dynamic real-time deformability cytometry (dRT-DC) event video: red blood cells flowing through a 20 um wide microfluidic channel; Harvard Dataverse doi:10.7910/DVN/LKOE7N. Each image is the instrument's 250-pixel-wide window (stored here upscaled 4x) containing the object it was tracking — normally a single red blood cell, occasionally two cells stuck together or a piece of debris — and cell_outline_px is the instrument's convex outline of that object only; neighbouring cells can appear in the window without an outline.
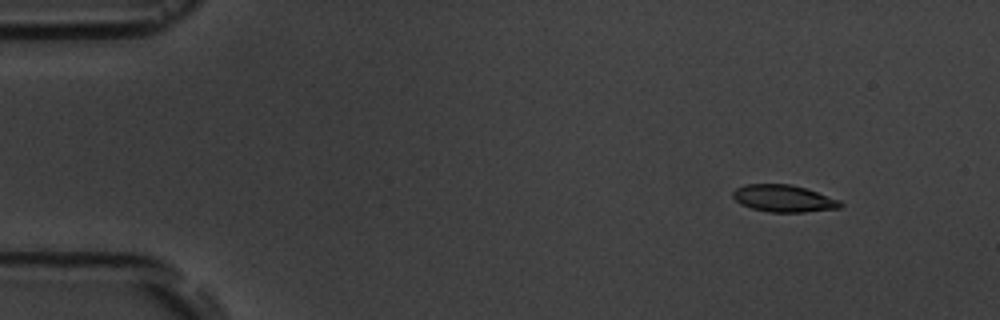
{"species": "common noctule bat (a hibernating species)", "species_latin": "Nyctalus noctula", "temperature_condition": "room temperature", "stored_images_in_passage": 5, "camera_frame_rate_fps": 3000, "um_per_image_px": 0.085, "animal": {"sex": "male", "body_mass_g": 19.5, "forearm_length_mm": 54.6}, "frame": {"image": 1, "passage_image": 2, "time_ms": 1.667, "image_size_px": [1000, 320], "cell_outline_px": [[844, 204], [840, 208], [804, 212], [768, 212], [752, 208], [740, 204], [732, 196], [732, 192], [736, 188], [744, 184], [792, 184], [840, 200]], "centroid_in_image_um": [66.59, 16.87], "position_along_channel_um": 18.4, "area_um2": 16.94}}
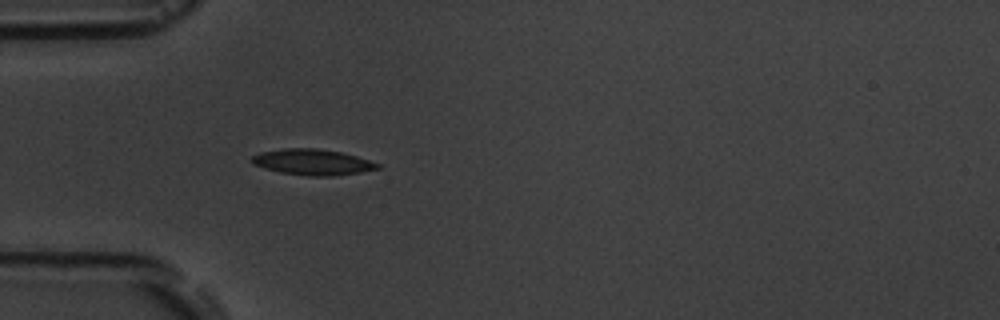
{"frame": {"image": 2, "passage_image": 5, "time_ms": 5.333, "image_size_px": [1000, 320], "cell_outline_px": [[380, 168], [360, 172], [332, 176], [308, 176], [280, 172], [264, 168], [252, 164], [252, 156], [260, 152], [284, 148], [316, 148], [340, 152], [356, 156], [380, 164]], "centroid_in_image_um": [26.54, 13.78], "position_along_channel_um": 58.5, "area_um2": 18.84}}